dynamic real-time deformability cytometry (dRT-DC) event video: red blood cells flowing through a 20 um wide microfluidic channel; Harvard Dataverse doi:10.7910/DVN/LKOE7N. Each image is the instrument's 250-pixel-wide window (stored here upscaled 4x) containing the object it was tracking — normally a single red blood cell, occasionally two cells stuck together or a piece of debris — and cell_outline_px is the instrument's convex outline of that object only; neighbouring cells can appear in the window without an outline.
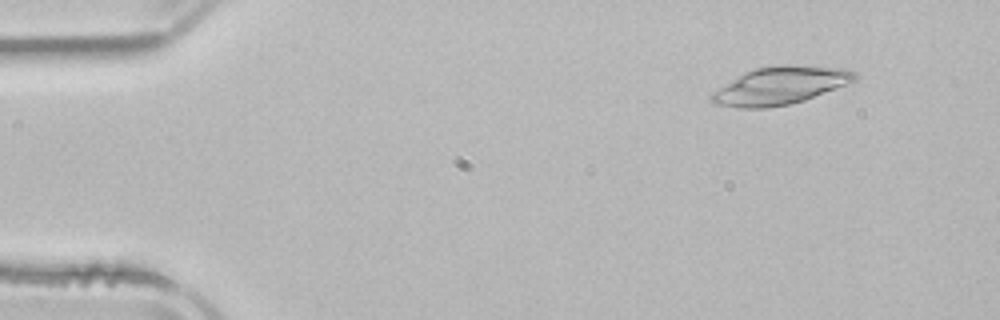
{"species": "common noctule bat (a hibernating species)", "species_latin": "Nyctalus noctula", "temperature_condition": "room temperature", "stored_images_in_passage": 3, "camera_frame_rate_fps": 3000, "um_per_image_px": 0.085, "animal": {"sex": "male", "body_mass_g": 21.5, "forearm_length_mm": 52.0}, "frame": {"image": 1, "passage_image": 1, "time_ms": 0.0, "image_size_px": [1000, 320], "cell_outline_px": [[856, 80], [836, 88], [804, 100], [788, 104], [768, 108], [740, 108], [712, 104], [708, 96], [712, 92], [744, 72], [756, 68], [780, 64], [792, 64], [844, 68], [856, 72]], "centroid_in_image_um": [66.28, 7.27], "position_along_channel_um": 18.7, "area_um2": 31.56}}